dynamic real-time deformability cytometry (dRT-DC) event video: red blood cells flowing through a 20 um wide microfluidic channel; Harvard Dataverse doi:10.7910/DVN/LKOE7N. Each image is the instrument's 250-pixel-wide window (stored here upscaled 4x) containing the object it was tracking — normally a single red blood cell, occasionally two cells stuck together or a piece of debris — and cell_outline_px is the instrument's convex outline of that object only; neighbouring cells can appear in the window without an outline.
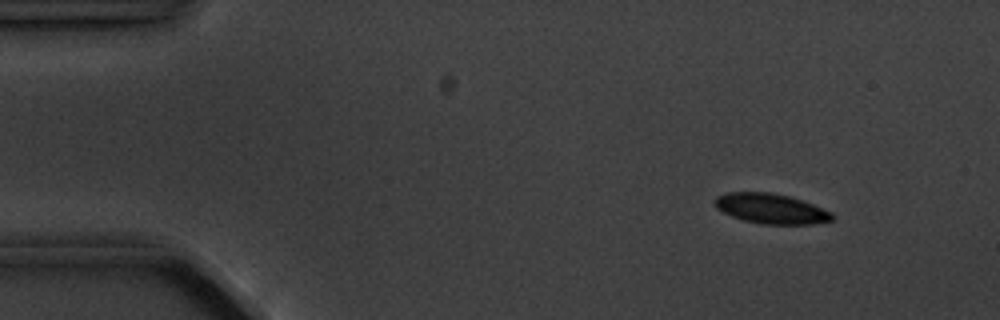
{"species": "common noctule bat (a hibernating species)", "species_latin": "Nyctalus noctula", "temperature_condition": "cold", "stored_images_in_passage": 4, "camera_frame_rate_fps": 3000, "um_per_image_px": 0.085, "animal": {"sex": "male", "body_mass_g": 20.1, "forearm_length_mm": 53.5}, "frame": {"image": 1, "passage_image": 2, "time_ms": 1.0, "image_size_px": [1000, 320], "cell_outline_px": [[836, 216], [832, 220], [812, 224], [760, 224], [744, 220], [732, 216], [716, 208], [712, 200], [716, 196], [724, 192], [768, 192], [788, 196], [812, 204], [832, 212]], "centroid_in_image_um": [65.5, 17.73], "position_along_channel_um": 19.5, "area_um2": 20.58}}